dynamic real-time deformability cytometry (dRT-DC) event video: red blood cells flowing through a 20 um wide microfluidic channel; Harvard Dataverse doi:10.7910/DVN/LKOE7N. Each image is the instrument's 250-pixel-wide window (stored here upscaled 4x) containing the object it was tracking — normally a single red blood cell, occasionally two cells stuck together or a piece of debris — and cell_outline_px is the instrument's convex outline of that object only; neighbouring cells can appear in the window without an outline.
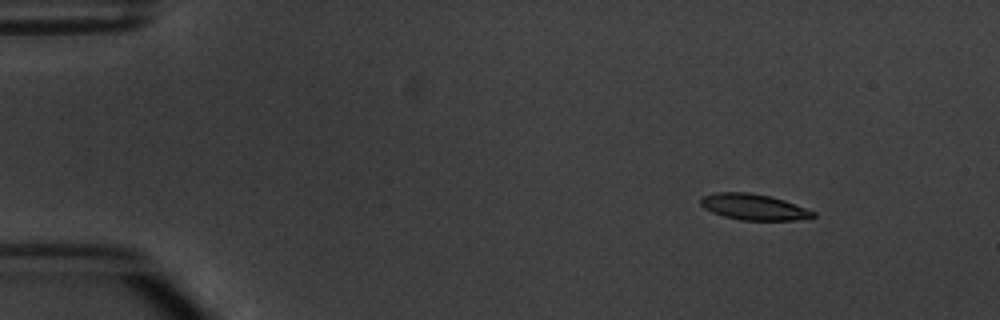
{"species": "common noctule bat (a hibernating species)", "species_latin": "Nyctalus noctula", "temperature_condition": "warm", "stored_images_in_passage": 6, "camera_frame_rate_fps": 3000, "um_per_image_px": 0.085, "animal": {"sex": "male", "body_mass_g": 20.1, "forearm_length_mm": 53.5}, "frame": {"image": 1, "passage_image": 1, "time_ms": 0.0, "image_size_px": [1000, 320], "cell_outline_px": [[816, 216], [800, 220], [740, 220], [724, 216], [712, 212], [704, 208], [700, 204], [700, 200], [704, 196], [716, 192], [748, 192], [768, 196], [784, 200], [816, 212]], "centroid_in_image_um": [64.07, 17.6], "position_along_channel_um": 20.9, "area_um2": 16.94}}
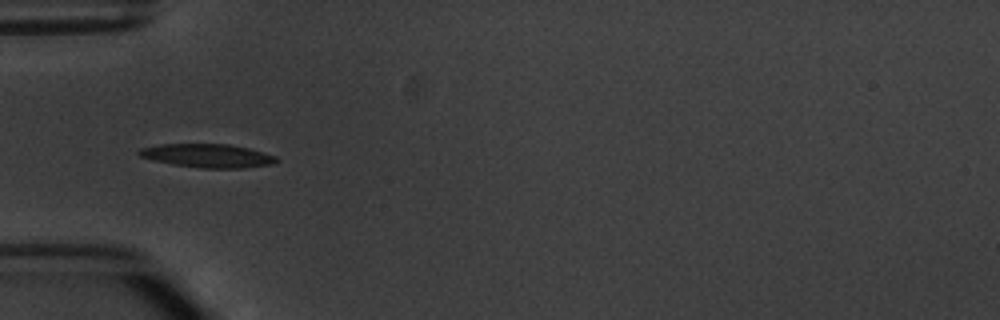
{"frame": {"image": 2, "passage_image": 4, "time_ms": 3.667, "image_size_px": [1000, 320], "cell_outline_px": [[280, 160], [272, 164], [244, 168], [200, 168], [172, 164], [152, 160], [140, 156], [136, 152], [140, 148], [160, 144], [228, 144], [248, 148], [276, 156]], "centroid_in_image_um": [17.63, 13.24], "position_along_channel_um": 67.4, "area_um2": 18.9}}
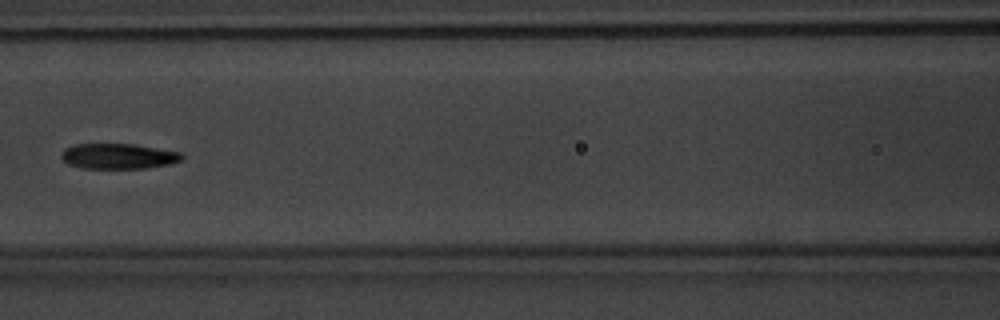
{"frame": {"image": 3, "passage_image": 6, "time_ms": 6.0, "image_size_px": [1000, 320], "cell_outline_px": [[184, 156], [180, 160], [168, 164], [148, 168], [84, 168], [68, 164], [60, 156], [64, 148], [72, 144], [132, 144], [180, 152]], "centroid_in_image_um": [10.02, 13.27], "position_along_channel_um": 156.6, "area_um2": 17.69}}